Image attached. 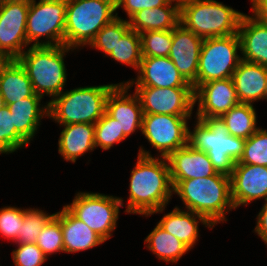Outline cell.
Returning a JSON list of instances; mask_svg holds the SVG:
<instances>
[{
	"label": "cell",
	"instance_id": "cell-42",
	"mask_svg": "<svg viewBox=\"0 0 267 266\" xmlns=\"http://www.w3.org/2000/svg\"><path fill=\"white\" fill-rule=\"evenodd\" d=\"M252 12L257 20L267 24V0H251Z\"/></svg>",
	"mask_w": 267,
	"mask_h": 266
},
{
	"label": "cell",
	"instance_id": "cell-17",
	"mask_svg": "<svg viewBox=\"0 0 267 266\" xmlns=\"http://www.w3.org/2000/svg\"><path fill=\"white\" fill-rule=\"evenodd\" d=\"M203 39L179 23L172 29L169 58L182 77L191 85L197 79L199 57Z\"/></svg>",
	"mask_w": 267,
	"mask_h": 266
},
{
	"label": "cell",
	"instance_id": "cell-16",
	"mask_svg": "<svg viewBox=\"0 0 267 266\" xmlns=\"http://www.w3.org/2000/svg\"><path fill=\"white\" fill-rule=\"evenodd\" d=\"M131 87L126 82L117 84L106 100V113L117 120L120 130L128 137L137 129L142 131L143 110L136 93H128Z\"/></svg>",
	"mask_w": 267,
	"mask_h": 266
},
{
	"label": "cell",
	"instance_id": "cell-13",
	"mask_svg": "<svg viewBox=\"0 0 267 266\" xmlns=\"http://www.w3.org/2000/svg\"><path fill=\"white\" fill-rule=\"evenodd\" d=\"M143 114L191 115L194 104L193 87H136Z\"/></svg>",
	"mask_w": 267,
	"mask_h": 266
},
{
	"label": "cell",
	"instance_id": "cell-33",
	"mask_svg": "<svg viewBox=\"0 0 267 266\" xmlns=\"http://www.w3.org/2000/svg\"><path fill=\"white\" fill-rule=\"evenodd\" d=\"M241 164L267 166V130L259 128L245 140Z\"/></svg>",
	"mask_w": 267,
	"mask_h": 266
},
{
	"label": "cell",
	"instance_id": "cell-5",
	"mask_svg": "<svg viewBox=\"0 0 267 266\" xmlns=\"http://www.w3.org/2000/svg\"><path fill=\"white\" fill-rule=\"evenodd\" d=\"M244 13L216 0H188L180 7V23L202 39L238 33Z\"/></svg>",
	"mask_w": 267,
	"mask_h": 266
},
{
	"label": "cell",
	"instance_id": "cell-14",
	"mask_svg": "<svg viewBox=\"0 0 267 266\" xmlns=\"http://www.w3.org/2000/svg\"><path fill=\"white\" fill-rule=\"evenodd\" d=\"M198 101L196 119L216 121L240 102L232 78L212 80L194 90V104Z\"/></svg>",
	"mask_w": 267,
	"mask_h": 266
},
{
	"label": "cell",
	"instance_id": "cell-23",
	"mask_svg": "<svg viewBox=\"0 0 267 266\" xmlns=\"http://www.w3.org/2000/svg\"><path fill=\"white\" fill-rule=\"evenodd\" d=\"M42 97H27L16 103L7 104L10 110L15 131L30 143L40 126L41 119L49 116V107H41Z\"/></svg>",
	"mask_w": 267,
	"mask_h": 266
},
{
	"label": "cell",
	"instance_id": "cell-32",
	"mask_svg": "<svg viewBox=\"0 0 267 266\" xmlns=\"http://www.w3.org/2000/svg\"><path fill=\"white\" fill-rule=\"evenodd\" d=\"M142 57H168L172 45V30L140 33Z\"/></svg>",
	"mask_w": 267,
	"mask_h": 266
},
{
	"label": "cell",
	"instance_id": "cell-4",
	"mask_svg": "<svg viewBox=\"0 0 267 266\" xmlns=\"http://www.w3.org/2000/svg\"><path fill=\"white\" fill-rule=\"evenodd\" d=\"M117 84L79 87L63 91L48 103L49 118L60 125L95 124L106 111V100Z\"/></svg>",
	"mask_w": 267,
	"mask_h": 266
},
{
	"label": "cell",
	"instance_id": "cell-2",
	"mask_svg": "<svg viewBox=\"0 0 267 266\" xmlns=\"http://www.w3.org/2000/svg\"><path fill=\"white\" fill-rule=\"evenodd\" d=\"M188 211L203 215L213 226L227 221L226 213L236 209L231 197L230 177L215 173L209 177L171 181Z\"/></svg>",
	"mask_w": 267,
	"mask_h": 266
},
{
	"label": "cell",
	"instance_id": "cell-10",
	"mask_svg": "<svg viewBox=\"0 0 267 266\" xmlns=\"http://www.w3.org/2000/svg\"><path fill=\"white\" fill-rule=\"evenodd\" d=\"M67 0H36L30 3L26 38L31 46L65 45V19ZM46 37V41H41ZM41 42H40V41Z\"/></svg>",
	"mask_w": 267,
	"mask_h": 266
},
{
	"label": "cell",
	"instance_id": "cell-39",
	"mask_svg": "<svg viewBox=\"0 0 267 266\" xmlns=\"http://www.w3.org/2000/svg\"><path fill=\"white\" fill-rule=\"evenodd\" d=\"M12 252L15 266H41L48 258L36 243H18Z\"/></svg>",
	"mask_w": 267,
	"mask_h": 266
},
{
	"label": "cell",
	"instance_id": "cell-11",
	"mask_svg": "<svg viewBox=\"0 0 267 266\" xmlns=\"http://www.w3.org/2000/svg\"><path fill=\"white\" fill-rule=\"evenodd\" d=\"M191 115L144 114L142 134L158 152L167 158L172 152L188 144Z\"/></svg>",
	"mask_w": 267,
	"mask_h": 266
},
{
	"label": "cell",
	"instance_id": "cell-12",
	"mask_svg": "<svg viewBox=\"0 0 267 266\" xmlns=\"http://www.w3.org/2000/svg\"><path fill=\"white\" fill-rule=\"evenodd\" d=\"M29 3L3 0L0 3V54L17 59L28 46L26 23Z\"/></svg>",
	"mask_w": 267,
	"mask_h": 266
},
{
	"label": "cell",
	"instance_id": "cell-27",
	"mask_svg": "<svg viewBox=\"0 0 267 266\" xmlns=\"http://www.w3.org/2000/svg\"><path fill=\"white\" fill-rule=\"evenodd\" d=\"M130 29L137 33L153 30H172L180 23V7L169 2L165 6L143 9L128 20Z\"/></svg>",
	"mask_w": 267,
	"mask_h": 266
},
{
	"label": "cell",
	"instance_id": "cell-36",
	"mask_svg": "<svg viewBox=\"0 0 267 266\" xmlns=\"http://www.w3.org/2000/svg\"><path fill=\"white\" fill-rule=\"evenodd\" d=\"M28 143L15 131L10 110H0V154L13 153Z\"/></svg>",
	"mask_w": 267,
	"mask_h": 266
},
{
	"label": "cell",
	"instance_id": "cell-19",
	"mask_svg": "<svg viewBox=\"0 0 267 266\" xmlns=\"http://www.w3.org/2000/svg\"><path fill=\"white\" fill-rule=\"evenodd\" d=\"M171 181L209 177L216 173L207 152L187 144L167 158Z\"/></svg>",
	"mask_w": 267,
	"mask_h": 266
},
{
	"label": "cell",
	"instance_id": "cell-41",
	"mask_svg": "<svg viewBox=\"0 0 267 266\" xmlns=\"http://www.w3.org/2000/svg\"><path fill=\"white\" fill-rule=\"evenodd\" d=\"M257 225L254 229L255 233L264 241L267 245V202L264 203V206L261 208L260 212L257 215Z\"/></svg>",
	"mask_w": 267,
	"mask_h": 266
},
{
	"label": "cell",
	"instance_id": "cell-1",
	"mask_svg": "<svg viewBox=\"0 0 267 266\" xmlns=\"http://www.w3.org/2000/svg\"><path fill=\"white\" fill-rule=\"evenodd\" d=\"M131 171L126 213L151 216L161 213L171 199L173 186L166 158L152 157L140 147Z\"/></svg>",
	"mask_w": 267,
	"mask_h": 266
},
{
	"label": "cell",
	"instance_id": "cell-28",
	"mask_svg": "<svg viewBox=\"0 0 267 266\" xmlns=\"http://www.w3.org/2000/svg\"><path fill=\"white\" fill-rule=\"evenodd\" d=\"M229 135L248 139L259 127L252 104L239 103L216 120Z\"/></svg>",
	"mask_w": 267,
	"mask_h": 266
},
{
	"label": "cell",
	"instance_id": "cell-18",
	"mask_svg": "<svg viewBox=\"0 0 267 266\" xmlns=\"http://www.w3.org/2000/svg\"><path fill=\"white\" fill-rule=\"evenodd\" d=\"M132 87H192L179 73L169 57H142L137 79L126 81Z\"/></svg>",
	"mask_w": 267,
	"mask_h": 266
},
{
	"label": "cell",
	"instance_id": "cell-44",
	"mask_svg": "<svg viewBox=\"0 0 267 266\" xmlns=\"http://www.w3.org/2000/svg\"><path fill=\"white\" fill-rule=\"evenodd\" d=\"M9 59L4 57L3 55L0 54V72L4 64L8 61Z\"/></svg>",
	"mask_w": 267,
	"mask_h": 266
},
{
	"label": "cell",
	"instance_id": "cell-40",
	"mask_svg": "<svg viewBox=\"0 0 267 266\" xmlns=\"http://www.w3.org/2000/svg\"><path fill=\"white\" fill-rule=\"evenodd\" d=\"M168 3L167 0H116V9L123 7L127 16L130 18L140 10L165 6Z\"/></svg>",
	"mask_w": 267,
	"mask_h": 266
},
{
	"label": "cell",
	"instance_id": "cell-35",
	"mask_svg": "<svg viewBox=\"0 0 267 266\" xmlns=\"http://www.w3.org/2000/svg\"><path fill=\"white\" fill-rule=\"evenodd\" d=\"M95 126V147H101L103 150H109L115 143H120L127 138L117 120L110 117L106 112L94 124Z\"/></svg>",
	"mask_w": 267,
	"mask_h": 266
},
{
	"label": "cell",
	"instance_id": "cell-46",
	"mask_svg": "<svg viewBox=\"0 0 267 266\" xmlns=\"http://www.w3.org/2000/svg\"><path fill=\"white\" fill-rule=\"evenodd\" d=\"M9 1H19V2H26V3H31L33 2L34 0H9Z\"/></svg>",
	"mask_w": 267,
	"mask_h": 266
},
{
	"label": "cell",
	"instance_id": "cell-21",
	"mask_svg": "<svg viewBox=\"0 0 267 266\" xmlns=\"http://www.w3.org/2000/svg\"><path fill=\"white\" fill-rule=\"evenodd\" d=\"M238 35L242 60L267 66V24L243 14Z\"/></svg>",
	"mask_w": 267,
	"mask_h": 266
},
{
	"label": "cell",
	"instance_id": "cell-20",
	"mask_svg": "<svg viewBox=\"0 0 267 266\" xmlns=\"http://www.w3.org/2000/svg\"><path fill=\"white\" fill-rule=\"evenodd\" d=\"M232 79L240 103L267 99V66L241 60Z\"/></svg>",
	"mask_w": 267,
	"mask_h": 266
},
{
	"label": "cell",
	"instance_id": "cell-15",
	"mask_svg": "<svg viewBox=\"0 0 267 266\" xmlns=\"http://www.w3.org/2000/svg\"><path fill=\"white\" fill-rule=\"evenodd\" d=\"M230 182L231 197L236 209L261 198L267 202V166L241 164L237 161Z\"/></svg>",
	"mask_w": 267,
	"mask_h": 266
},
{
	"label": "cell",
	"instance_id": "cell-38",
	"mask_svg": "<svg viewBox=\"0 0 267 266\" xmlns=\"http://www.w3.org/2000/svg\"><path fill=\"white\" fill-rule=\"evenodd\" d=\"M25 209L6 206L0 209V235L14 242L24 223Z\"/></svg>",
	"mask_w": 267,
	"mask_h": 266
},
{
	"label": "cell",
	"instance_id": "cell-24",
	"mask_svg": "<svg viewBox=\"0 0 267 266\" xmlns=\"http://www.w3.org/2000/svg\"><path fill=\"white\" fill-rule=\"evenodd\" d=\"M64 126L58 140V152L63 159L75 163L77 158L95 147V126L90 123H73Z\"/></svg>",
	"mask_w": 267,
	"mask_h": 266
},
{
	"label": "cell",
	"instance_id": "cell-43",
	"mask_svg": "<svg viewBox=\"0 0 267 266\" xmlns=\"http://www.w3.org/2000/svg\"><path fill=\"white\" fill-rule=\"evenodd\" d=\"M168 2H175V4H177L179 7H181L182 5H184L188 0H167Z\"/></svg>",
	"mask_w": 267,
	"mask_h": 266
},
{
	"label": "cell",
	"instance_id": "cell-37",
	"mask_svg": "<svg viewBox=\"0 0 267 266\" xmlns=\"http://www.w3.org/2000/svg\"><path fill=\"white\" fill-rule=\"evenodd\" d=\"M36 244L47 258L51 254L64 252L61 223L55 216L43 227Z\"/></svg>",
	"mask_w": 267,
	"mask_h": 266
},
{
	"label": "cell",
	"instance_id": "cell-31",
	"mask_svg": "<svg viewBox=\"0 0 267 266\" xmlns=\"http://www.w3.org/2000/svg\"><path fill=\"white\" fill-rule=\"evenodd\" d=\"M130 29L128 20H123L116 13V18L106 24L89 43L91 48L103 51L105 55H109L114 49L117 42Z\"/></svg>",
	"mask_w": 267,
	"mask_h": 266
},
{
	"label": "cell",
	"instance_id": "cell-6",
	"mask_svg": "<svg viewBox=\"0 0 267 266\" xmlns=\"http://www.w3.org/2000/svg\"><path fill=\"white\" fill-rule=\"evenodd\" d=\"M116 10V0H67L65 46L75 49L89 45L116 18Z\"/></svg>",
	"mask_w": 267,
	"mask_h": 266
},
{
	"label": "cell",
	"instance_id": "cell-26",
	"mask_svg": "<svg viewBox=\"0 0 267 266\" xmlns=\"http://www.w3.org/2000/svg\"><path fill=\"white\" fill-rule=\"evenodd\" d=\"M0 94L4 98L5 105L27 97H40L35 94L25 69L17 59L8 60L1 69Z\"/></svg>",
	"mask_w": 267,
	"mask_h": 266
},
{
	"label": "cell",
	"instance_id": "cell-7",
	"mask_svg": "<svg viewBox=\"0 0 267 266\" xmlns=\"http://www.w3.org/2000/svg\"><path fill=\"white\" fill-rule=\"evenodd\" d=\"M194 125L193 131L189 129L188 144L207 152L214 170L230 177L243 155L245 139L229 135L217 121L197 119Z\"/></svg>",
	"mask_w": 267,
	"mask_h": 266
},
{
	"label": "cell",
	"instance_id": "cell-3",
	"mask_svg": "<svg viewBox=\"0 0 267 266\" xmlns=\"http://www.w3.org/2000/svg\"><path fill=\"white\" fill-rule=\"evenodd\" d=\"M17 58L32 83L35 94L53 100L63 92L67 74L64 56L73 48L65 45L30 46ZM66 52V53H65Z\"/></svg>",
	"mask_w": 267,
	"mask_h": 266
},
{
	"label": "cell",
	"instance_id": "cell-34",
	"mask_svg": "<svg viewBox=\"0 0 267 266\" xmlns=\"http://www.w3.org/2000/svg\"><path fill=\"white\" fill-rule=\"evenodd\" d=\"M55 216L38 209H25L24 223L19 231L17 243H36L43 227Z\"/></svg>",
	"mask_w": 267,
	"mask_h": 266
},
{
	"label": "cell",
	"instance_id": "cell-29",
	"mask_svg": "<svg viewBox=\"0 0 267 266\" xmlns=\"http://www.w3.org/2000/svg\"><path fill=\"white\" fill-rule=\"evenodd\" d=\"M146 247L166 263H177L190 248L158 224L144 240ZM148 244V245H147Z\"/></svg>",
	"mask_w": 267,
	"mask_h": 266
},
{
	"label": "cell",
	"instance_id": "cell-22",
	"mask_svg": "<svg viewBox=\"0 0 267 266\" xmlns=\"http://www.w3.org/2000/svg\"><path fill=\"white\" fill-rule=\"evenodd\" d=\"M55 217L61 223L64 252L75 253L93 248L105 241L83 221L77 219L65 206Z\"/></svg>",
	"mask_w": 267,
	"mask_h": 266
},
{
	"label": "cell",
	"instance_id": "cell-8",
	"mask_svg": "<svg viewBox=\"0 0 267 266\" xmlns=\"http://www.w3.org/2000/svg\"><path fill=\"white\" fill-rule=\"evenodd\" d=\"M241 43L238 33L224 37L203 39L197 79L192 84L195 90L199 85L212 80L232 78L241 56Z\"/></svg>",
	"mask_w": 267,
	"mask_h": 266
},
{
	"label": "cell",
	"instance_id": "cell-45",
	"mask_svg": "<svg viewBox=\"0 0 267 266\" xmlns=\"http://www.w3.org/2000/svg\"><path fill=\"white\" fill-rule=\"evenodd\" d=\"M4 107H6L5 102H4V98L0 94V110L3 109Z\"/></svg>",
	"mask_w": 267,
	"mask_h": 266
},
{
	"label": "cell",
	"instance_id": "cell-9",
	"mask_svg": "<svg viewBox=\"0 0 267 266\" xmlns=\"http://www.w3.org/2000/svg\"><path fill=\"white\" fill-rule=\"evenodd\" d=\"M65 207L80 221L97 233L104 241L112 237L117 226L123 198L110 195L78 192L72 203Z\"/></svg>",
	"mask_w": 267,
	"mask_h": 266
},
{
	"label": "cell",
	"instance_id": "cell-30",
	"mask_svg": "<svg viewBox=\"0 0 267 266\" xmlns=\"http://www.w3.org/2000/svg\"><path fill=\"white\" fill-rule=\"evenodd\" d=\"M108 56L138 71L142 61L140 34L129 29Z\"/></svg>",
	"mask_w": 267,
	"mask_h": 266
},
{
	"label": "cell",
	"instance_id": "cell-25",
	"mask_svg": "<svg viewBox=\"0 0 267 266\" xmlns=\"http://www.w3.org/2000/svg\"><path fill=\"white\" fill-rule=\"evenodd\" d=\"M199 222L205 227L213 228V225L203 215L193 211L180 210L176 206L170 213L164 215L157 224L192 249L198 241Z\"/></svg>",
	"mask_w": 267,
	"mask_h": 266
}]
</instances>
